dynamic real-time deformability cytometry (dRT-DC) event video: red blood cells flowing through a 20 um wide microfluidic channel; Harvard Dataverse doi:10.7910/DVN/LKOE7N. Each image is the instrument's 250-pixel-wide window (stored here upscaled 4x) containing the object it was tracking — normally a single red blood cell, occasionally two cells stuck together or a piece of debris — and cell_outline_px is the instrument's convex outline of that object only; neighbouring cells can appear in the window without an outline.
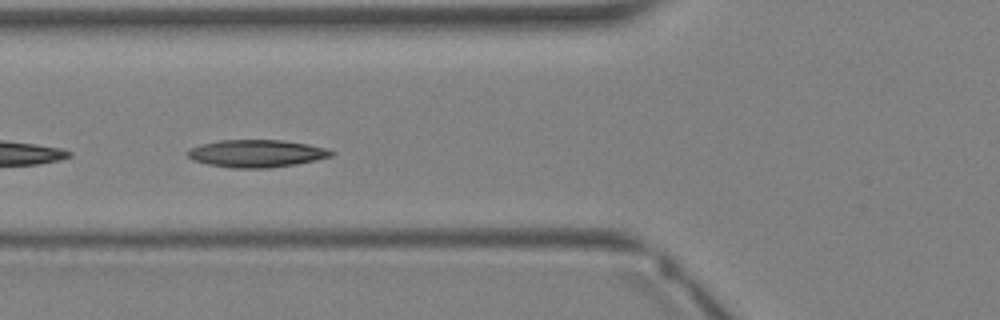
{"species": "Egyptian fruit bat (a non-hibernating species)", "species_latin": "Rousettus aegyptiacus", "temperature_condition": "warm", "stored_images_in_passage": 18, "camera_frame_rate_fps": 3000, "um_per_image_px": 0.085, "animal": {"sex": "female"}, "frame": {"image": 1, "passage_image": 14, "time_ms": 4.333, "image_size_px": [1000, 320], "cell_outline_px": [[336, 152], [332, 156], [296, 164], [272, 168], [232, 168], [208, 164], [192, 160], [184, 152], [200, 144], [220, 140], [284, 140], [308, 144], [328, 148]], "centroid_in_image_um": [21.81, 13.04], "position_along_channel_um": 104.0, "area_um2": 23.18}}